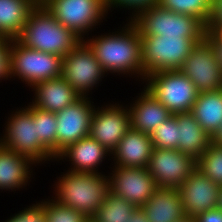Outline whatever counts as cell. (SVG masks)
<instances>
[{
    "mask_svg": "<svg viewBox=\"0 0 222 222\" xmlns=\"http://www.w3.org/2000/svg\"><path fill=\"white\" fill-rule=\"evenodd\" d=\"M125 22L123 21V25L120 24L118 29L114 28L115 31L105 32L104 29V33H99L100 35H94L93 32V35L90 34L83 41L94 53L108 76L135 78L136 82L139 84L142 82L143 85L146 77L142 63L141 36L130 20Z\"/></svg>",
    "mask_w": 222,
    "mask_h": 222,
    "instance_id": "6da1fadb",
    "label": "cell"
},
{
    "mask_svg": "<svg viewBox=\"0 0 222 222\" xmlns=\"http://www.w3.org/2000/svg\"><path fill=\"white\" fill-rule=\"evenodd\" d=\"M63 171L51 185V198L91 218L110 192L108 173H74L66 169Z\"/></svg>",
    "mask_w": 222,
    "mask_h": 222,
    "instance_id": "7a4b0ae2",
    "label": "cell"
},
{
    "mask_svg": "<svg viewBox=\"0 0 222 222\" xmlns=\"http://www.w3.org/2000/svg\"><path fill=\"white\" fill-rule=\"evenodd\" d=\"M16 39L28 48L62 57L82 41L72 30L59 23L40 2Z\"/></svg>",
    "mask_w": 222,
    "mask_h": 222,
    "instance_id": "3957f363",
    "label": "cell"
},
{
    "mask_svg": "<svg viewBox=\"0 0 222 222\" xmlns=\"http://www.w3.org/2000/svg\"><path fill=\"white\" fill-rule=\"evenodd\" d=\"M23 104L5 115L0 132V145L25 155L38 167L55 162V158L39 143L36 120L32 117V104ZM23 106V107H22ZM5 125V126H4Z\"/></svg>",
    "mask_w": 222,
    "mask_h": 222,
    "instance_id": "277c9868",
    "label": "cell"
},
{
    "mask_svg": "<svg viewBox=\"0 0 222 222\" xmlns=\"http://www.w3.org/2000/svg\"><path fill=\"white\" fill-rule=\"evenodd\" d=\"M140 35L205 39L206 24L194 16L176 13L158 4L139 11L130 20Z\"/></svg>",
    "mask_w": 222,
    "mask_h": 222,
    "instance_id": "5b68a950",
    "label": "cell"
},
{
    "mask_svg": "<svg viewBox=\"0 0 222 222\" xmlns=\"http://www.w3.org/2000/svg\"><path fill=\"white\" fill-rule=\"evenodd\" d=\"M63 57L37 51L11 39L9 51L10 80H20L25 87L62 76ZM18 79V80H16Z\"/></svg>",
    "mask_w": 222,
    "mask_h": 222,
    "instance_id": "8992f818",
    "label": "cell"
},
{
    "mask_svg": "<svg viewBox=\"0 0 222 222\" xmlns=\"http://www.w3.org/2000/svg\"><path fill=\"white\" fill-rule=\"evenodd\" d=\"M40 3L59 23L82 40L110 18L107 0H40Z\"/></svg>",
    "mask_w": 222,
    "mask_h": 222,
    "instance_id": "52a82bcc",
    "label": "cell"
},
{
    "mask_svg": "<svg viewBox=\"0 0 222 222\" xmlns=\"http://www.w3.org/2000/svg\"><path fill=\"white\" fill-rule=\"evenodd\" d=\"M144 76L164 71L180 70L192 49L205 39L140 35Z\"/></svg>",
    "mask_w": 222,
    "mask_h": 222,
    "instance_id": "ba28073f",
    "label": "cell"
},
{
    "mask_svg": "<svg viewBox=\"0 0 222 222\" xmlns=\"http://www.w3.org/2000/svg\"><path fill=\"white\" fill-rule=\"evenodd\" d=\"M141 86L152 93L172 114L190 112L199 94L192 81L180 70L152 73Z\"/></svg>",
    "mask_w": 222,
    "mask_h": 222,
    "instance_id": "9c48e42d",
    "label": "cell"
},
{
    "mask_svg": "<svg viewBox=\"0 0 222 222\" xmlns=\"http://www.w3.org/2000/svg\"><path fill=\"white\" fill-rule=\"evenodd\" d=\"M107 76L100 62L83 40L63 57L62 77L81 97H91L93 90H97L99 85L102 86V81H105Z\"/></svg>",
    "mask_w": 222,
    "mask_h": 222,
    "instance_id": "30bf717a",
    "label": "cell"
},
{
    "mask_svg": "<svg viewBox=\"0 0 222 222\" xmlns=\"http://www.w3.org/2000/svg\"><path fill=\"white\" fill-rule=\"evenodd\" d=\"M99 105L97 104L91 119L89 136L112 152L131 128L130 112L121 101L111 100Z\"/></svg>",
    "mask_w": 222,
    "mask_h": 222,
    "instance_id": "8fae6325",
    "label": "cell"
},
{
    "mask_svg": "<svg viewBox=\"0 0 222 222\" xmlns=\"http://www.w3.org/2000/svg\"><path fill=\"white\" fill-rule=\"evenodd\" d=\"M92 97H80L77 101L56 112V156L68 145L88 137L91 119L96 108Z\"/></svg>",
    "mask_w": 222,
    "mask_h": 222,
    "instance_id": "7c38bea8",
    "label": "cell"
},
{
    "mask_svg": "<svg viewBox=\"0 0 222 222\" xmlns=\"http://www.w3.org/2000/svg\"><path fill=\"white\" fill-rule=\"evenodd\" d=\"M110 191L141 208L158 189L148 168L108 166Z\"/></svg>",
    "mask_w": 222,
    "mask_h": 222,
    "instance_id": "4fadbf2b",
    "label": "cell"
},
{
    "mask_svg": "<svg viewBox=\"0 0 222 222\" xmlns=\"http://www.w3.org/2000/svg\"><path fill=\"white\" fill-rule=\"evenodd\" d=\"M148 170L158 188H179L196 169V160L178 149L154 147Z\"/></svg>",
    "mask_w": 222,
    "mask_h": 222,
    "instance_id": "5bb4252c",
    "label": "cell"
},
{
    "mask_svg": "<svg viewBox=\"0 0 222 222\" xmlns=\"http://www.w3.org/2000/svg\"><path fill=\"white\" fill-rule=\"evenodd\" d=\"M180 71L192 81L199 93L222 89V71L213 47L206 40L192 49Z\"/></svg>",
    "mask_w": 222,
    "mask_h": 222,
    "instance_id": "9a60e30c",
    "label": "cell"
},
{
    "mask_svg": "<svg viewBox=\"0 0 222 222\" xmlns=\"http://www.w3.org/2000/svg\"><path fill=\"white\" fill-rule=\"evenodd\" d=\"M109 160L111 161V152L97 140L88 136L68 145L56 156L55 163L69 162L70 167L67 166V171L74 173L105 174L101 168Z\"/></svg>",
    "mask_w": 222,
    "mask_h": 222,
    "instance_id": "2e32d148",
    "label": "cell"
},
{
    "mask_svg": "<svg viewBox=\"0 0 222 222\" xmlns=\"http://www.w3.org/2000/svg\"><path fill=\"white\" fill-rule=\"evenodd\" d=\"M220 186L208 179L198 169L178 188L187 216L196 217L218 206Z\"/></svg>",
    "mask_w": 222,
    "mask_h": 222,
    "instance_id": "e0dca14e",
    "label": "cell"
},
{
    "mask_svg": "<svg viewBox=\"0 0 222 222\" xmlns=\"http://www.w3.org/2000/svg\"><path fill=\"white\" fill-rule=\"evenodd\" d=\"M34 167L37 165L25 155L0 145V192L27 190L36 175Z\"/></svg>",
    "mask_w": 222,
    "mask_h": 222,
    "instance_id": "ac0fdd59",
    "label": "cell"
},
{
    "mask_svg": "<svg viewBox=\"0 0 222 222\" xmlns=\"http://www.w3.org/2000/svg\"><path fill=\"white\" fill-rule=\"evenodd\" d=\"M140 90L126 104L130 112L131 128L150 135L172 113L145 87Z\"/></svg>",
    "mask_w": 222,
    "mask_h": 222,
    "instance_id": "d6986e66",
    "label": "cell"
},
{
    "mask_svg": "<svg viewBox=\"0 0 222 222\" xmlns=\"http://www.w3.org/2000/svg\"><path fill=\"white\" fill-rule=\"evenodd\" d=\"M153 149L149 134L130 128L111 152L110 166L147 168Z\"/></svg>",
    "mask_w": 222,
    "mask_h": 222,
    "instance_id": "ffe728a7",
    "label": "cell"
},
{
    "mask_svg": "<svg viewBox=\"0 0 222 222\" xmlns=\"http://www.w3.org/2000/svg\"><path fill=\"white\" fill-rule=\"evenodd\" d=\"M30 89L33 92L30 103L36 108L54 113L81 97L62 76L38 82Z\"/></svg>",
    "mask_w": 222,
    "mask_h": 222,
    "instance_id": "44dd1931",
    "label": "cell"
},
{
    "mask_svg": "<svg viewBox=\"0 0 222 222\" xmlns=\"http://www.w3.org/2000/svg\"><path fill=\"white\" fill-rule=\"evenodd\" d=\"M141 209L148 222H176L186 216L177 188H158Z\"/></svg>",
    "mask_w": 222,
    "mask_h": 222,
    "instance_id": "7402d4cb",
    "label": "cell"
},
{
    "mask_svg": "<svg viewBox=\"0 0 222 222\" xmlns=\"http://www.w3.org/2000/svg\"><path fill=\"white\" fill-rule=\"evenodd\" d=\"M172 115L177 121L178 150L197 161L208 149L211 136L200 126L190 112Z\"/></svg>",
    "mask_w": 222,
    "mask_h": 222,
    "instance_id": "603a6c76",
    "label": "cell"
},
{
    "mask_svg": "<svg viewBox=\"0 0 222 222\" xmlns=\"http://www.w3.org/2000/svg\"><path fill=\"white\" fill-rule=\"evenodd\" d=\"M40 0H0V36L16 39Z\"/></svg>",
    "mask_w": 222,
    "mask_h": 222,
    "instance_id": "cb8c5ba5",
    "label": "cell"
},
{
    "mask_svg": "<svg viewBox=\"0 0 222 222\" xmlns=\"http://www.w3.org/2000/svg\"><path fill=\"white\" fill-rule=\"evenodd\" d=\"M190 113L212 137L222 123V89L199 93Z\"/></svg>",
    "mask_w": 222,
    "mask_h": 222,
    "instance_id": "d4e9b609",
    "label": "cell"
},
{
    "mask_svg": "<svg viewBox=\"0 0 222 222\" xmlns=\"http://www.w3.org/2000/svg\"><path fill=\"white\" fill-rule=\"evenodd\" d=\"M137 209L135 205L110 191L91 218L96 222H128Z\"/></svg>",
    "mask_w": 222,
    "mask_h": 222,
    "instance_id": "484cf974",
    "label": "cell"
},
{
    "mask_svg": "<svg viewBox=\"0 0 222 222\" xmlns=\"http://www.w3.org/2000/svg\"><path fill=\"white\" fill-rule=\"evenodd\" d=\"M32 117L36 120L39 143L56 159L57 118L55 113L32 105Z\"/></svg>",
    "mask_w": 222,
    "mask_h": 222,
    "instance_id": "4316f807",
    "label": "cell"
},
{
    "mask_svg": "<svg viewBox=\"0 0 222 222\" xmlns=\"http://www.w3.org/2000/svg\"><path fill=\"white\" fill-rule=\"evenodd\" d=\"M158 5L176 13L194 16L208 23L211 16L212 0H159Z\"/></svg>",
    "mask_w": 222,
    "mask_h": 222,
    "instance_id": "83f0119b",
    "label": "cell"
},
{
    "mask_svg": "<svg viewBox=\"0 0 222 222\" xmlns=\"http://www.w3.org/2000/svg\"><path fill=\"white\" fill-rule=\"evenodd\" d=\"M196 169L218 186H222V145L210 143L196 161Z\"/></svg>",
    "mask_w": 222,
    "mask_h": 222,
    "instance_id": "f1b7e54d",
    "label": "cell"
},
{
    "mask_svg": "<svg viewBox=\"0 0 222 222\" xmlns=\"http://www.w3.org/2000/svg\"><path fill=\"white\" fill-rule=\"evenodd\" d=\"M45 222H86L88 217L73 208L65 207L54 199H43Z\"/></svg>",
    "mask_w": 222,
    "mask_h": 222,
    "instance_id": "f546056e",
    "label": "cell"
},
{
    "mask_svg": "<svg viewBox=\"0 0 222 222\" xmlns=\"http://www.w3.org/2000/svg\"><path fill=\"white\" fill-rule=\"evenodd\" d=\"M154 147L161 149H178V128L176 118L171 115L160 123L150 134Z\"/></svg>",
    "mask_w": 222,
    "mask_h": 222,
    "instance_id": "4dcf8cb0",
    "label": "cell"
},
{
    "mask_svg": "<svg viewBox=\"0 0 222 222\" xmlns=\"http://www.w3.org/2000/svg\"><path fill=\"white\" fill-rule=\"evenodd\" d=\"M158 2L159 0H107V10L109 14L114 10L125 11V15L128 11L130 16H126V20H131L139 11L156 5Z\"/></svg>",
    "mask_w": 222,
    "mask_h": 222,
    "instance_id": "1f68e13d",
    "label": "cell"
},
{
    "mask_svg": "<svg viewBox=\"0 0 222 222\" xmlns=\"http://www.w3.org/2000/svg\"><path fill=\"white\" fill-rule=\"evenodd\" d=\"M35 202V203H34ZM1 222H45V215L43 210V198L39 201L26 205L22 210L10 215L6 220Z\"/></svg>",
    "mask_w": 222,
    "mask_h": 222,
    "instance_id": "d6a6232c",
    "label": "cell"
},
{
    "mask_svg": "<svg viewBox=\"0 0 222 222\" xmlns=\"http://www.w3.org/2000/svg\"><path fill=\"white\" fill-rule=\"evenodd\" d=\"M11 39L0 36V83L10 81L9 51Z\"/></svg>",
    "mask_w": 222,
    "mask_h": 222,
    "instance_id": "836d02e7",
    "label": "cell"
},
{
    "mask_svg": "<svg viewBox=\"0 0 222 222\" xmlns=\"http://www.w3.org/2000/svg\"><path fill=\"white\" fill-rule=\"evenodd\" d=\"M222 23V0H212L211 16L206 24V30L212 32Z\"/></svg>",
    "mask_w": 222,
    "mask_h": 222,
    "instance_id": "e575fe53",
    "label": "cell"
},
{
    "mask_svg": "<svg viewBox=\"0 0 222 222\" xmlns=\"http://www.w3.org/2000/svg\"><path fill=\"white\" fill-rule=\"evenodd\" d=\"M205 40L213 47L215 52L216 60L219 63V66L222 71V41L218 39L212 32H206Z\"/></svg>",
    "mask_w": 222,
    "mask_h": 222,
    "instance_id": "d590c367",
    "label": "cell"
},
{
    "mask_svg": "<svg viewBox=\"0 0 222 222\" xmlns=\"http://www.w3.org/2000/svg\"><path fill=\"white\" fill-rule=\"evenodd\" d=\"M196 222H222V211L218 208L208 210L195 217Z\"/></svg>",
    "mask_w": 222,
    "mask_h": 222,
    "instance_id": "8d00e7d4",
    "label": "cell"
},
{
    "mask_svg": "<svg viewBox=\"0 0 222 222\" xmlns=\"http://www.w3.org/2000/svg\"><path fill=\"white\" fill-rule=\"evenodd\" d=\"M128 222H148L147 217L141 208H138L129 218Z\"/></svg>",
    "mask_w": 222,
    "mask_h": 222,
    "instance_id": "74e56055",
    "label": "cell"
},
{
    "mask_svg": "<svg viewBox=\"0 0 222 222\" xmlns=\"http://www.w3.org/2000/svg\"><path fill=\"white\" fill-rule=\"evenodd\" d=\"M211 142L216 145H222V123H221L219 129L211 137Z\"/></svg>",
    "mask_w": 222,
    "mask_h": 222,
    "instance_id": "f35d334b",
    "label": "cell"
},
{
    "mask_svg": "<svg viewBox=\"0 0 222 222\" xmlns=\"http://www.w3.org/2000/svg\"><path fill=\"white\" fill-rule=\"evenodd\" d=\"M212 33L222 41V23L220 25H218L213 31Z\"/></svg>",
    "mask_w": 222,
    "mask_h": 222,
    "instance_id": "ab89813d",
    "label": "cell"
},
{
    "mask_svg": "<svg viewBox=\"0 0 222 222\" xmlns=\"http://www.w3.org/2000/svg\"><path fill=\"white\" fill-rule=\"evenodd\" d=\"M176 222H196L195 217L185 216L184 218L177 220Z\"/></svg>",
    "mask_w": 222,
    "mask_h": 222,
    "instance_id": "60d3db41",
    "label": "cell"
},
{
    "mask_svg": "<svg viewBox=\"0 0 222 222\" xmlns=\"http://www.w3.org/2000/svg\"><path fill=\"white\" fill-rule=\"evenodd\" d=\"M217 208L222 211V186L220 187V190H219V199H218Z\"/></svg>",
    "mask_w": 222,
    "mask_h": 222,
    "instance_id": "b9f144b4",
    "label": "cell"
},
{
    "mask_svg": "<svg viewBox=\"0 0 222 222\" xmlns=\"http://www.w3.org/2000/svg\"><path fill=\"white\" fill-rule=\"evenodd\" d=\"M86 222H96L93 218H88Z\"/></svg>",
    "mask_w": 222,
    "mask_h": 222,
    "instance_id": "7bdbcfd3",
    "label": "cell"
}]
</instances>
